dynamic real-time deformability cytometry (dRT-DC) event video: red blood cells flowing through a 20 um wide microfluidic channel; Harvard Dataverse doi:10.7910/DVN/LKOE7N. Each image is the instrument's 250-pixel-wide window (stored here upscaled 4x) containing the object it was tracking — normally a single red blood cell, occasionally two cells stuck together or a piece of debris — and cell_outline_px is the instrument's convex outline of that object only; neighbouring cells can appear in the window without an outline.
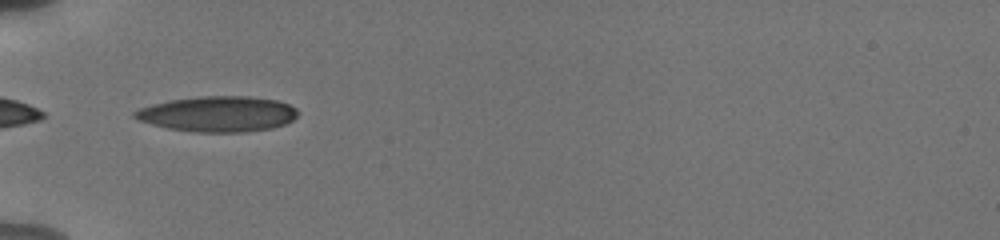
{"species": "human", "species_latin": "Homo sapiens", "temperature_condition": "cold", "stored_images_in_passage": 36, "camera_frame_rate_fps": 3000, "um_per_image_px": 0.085, "donor": {"sex": "male"}, "frame": {"image": 1, "passage_image": 1, "time_ms": 0.0, "image_size_px": [1000, 240], "cell_outline_px": [[300, 112], [292, 120], [284, 124], [272, 128], [244, 132], [192, 132], [168, 128], [152, 124], [140, 120], [132, 116], [132, 112], [140, 108], [152, 104], [172, 100], [200, 96], [248, 96], [276, 100], [288, 104], [296, 108]], "centroid_in_image_um": [18.53, 9.69], "position_along_channel_um": 66.5, "area_um2": 33.7}}
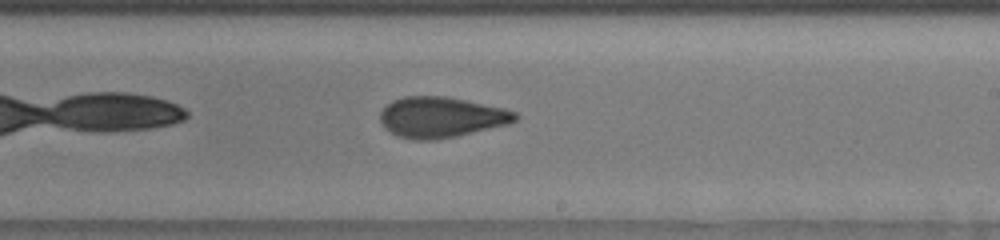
{"frame": {"image": 2, "passage_image": 16, "time_ms": 5.0, "image_size_px": [1000, 240], "cell_outline_px": [[520, 116], [516, 120], [508, 124], [456, 136], [436, 140], [412, 140], [396, 136], [384, 128], [380, 120], [380, 112], [392, 100], [404, 96], [444, 96], [504, 108], [516, 112]], "centroid_in_image_um": [37.47, 9.97], "position_along_channel_um": 251.5, "area_um2": 32.02}}
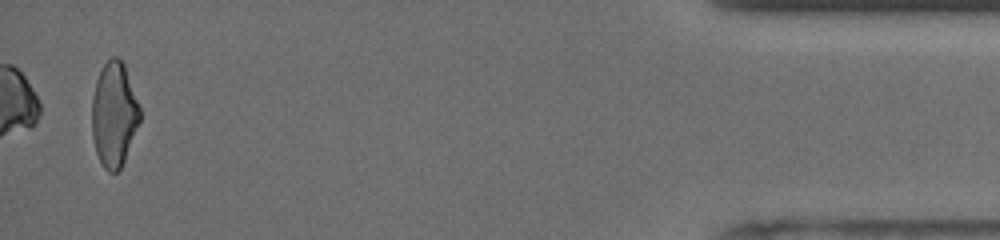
{"frame": {"image": 3, "passage_image": 35, "time_ms": 11.333, "image_size_px": [1000, 240], "cell_outline_px": [[140, 120], [124, 160], [120, 168], [116, 172], [108, 172], [104, 168], [96, 152], [92, 136], [92, 96], [96, 80], [104, 64], [112, 56], [116, 56], [124, 64], [140, 108]], "centroid_in_image_um": [9.68, 9.73], "position_along_channel_um": 425.5, "area_um2": 28.9}, "authors_computed_cell_mechanics": {"area_um2": 31.7322, "velocity_mm_per_s": 3.8257, "shape_relaxation_time_tau1_ms": 4.5723, "shape_relaxation_time_tau2_ms": 1.7023, "deformation_change_tau1": 0.1798, "deformation_change_tau2": 0.0915}}